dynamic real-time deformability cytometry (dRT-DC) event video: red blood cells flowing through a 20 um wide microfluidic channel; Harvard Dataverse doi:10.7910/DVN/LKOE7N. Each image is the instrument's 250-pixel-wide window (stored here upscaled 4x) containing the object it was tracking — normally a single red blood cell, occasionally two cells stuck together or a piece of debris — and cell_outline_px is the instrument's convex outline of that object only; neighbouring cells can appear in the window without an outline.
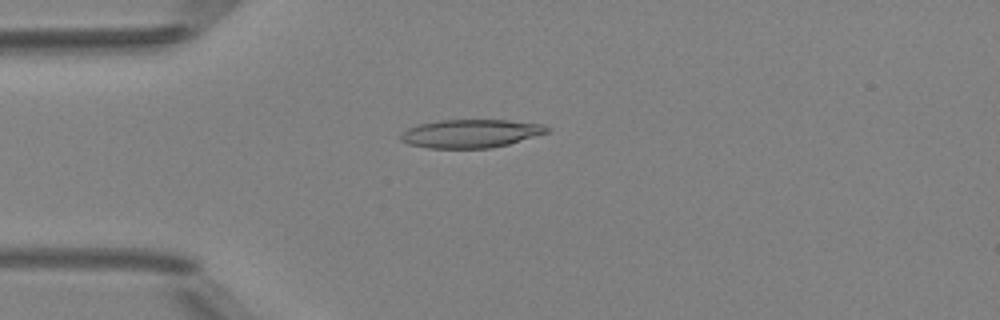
{"species": "Egyptian fruit bat (a non-hibernating species)", "species_latin": "Rousettus aegyptiacus", "temperature_condition": "room temperature", "stored_images_in_passage": 5, "camera_frame_rate_fps": 3000, "um_per_image_px": 0.085, "animal": {"sex": "female"}, "frame": {"image": 1, "passage_image": 4, "time_ms": 3.333, "image_size_px": [1000, 320], "cell_outline_px": [[548, 132], [508, 144], [492, 148], [428, 148], [408, 144], [400, 140], [400, 132], [408, 128], [420, 124], [440, 120], [508, 120], [540, 124], [548, 128]], "centroid_in_image_um": [39.95, 11.35], "position_along_channel_um": 45.1, "area_um2": 23.99}}